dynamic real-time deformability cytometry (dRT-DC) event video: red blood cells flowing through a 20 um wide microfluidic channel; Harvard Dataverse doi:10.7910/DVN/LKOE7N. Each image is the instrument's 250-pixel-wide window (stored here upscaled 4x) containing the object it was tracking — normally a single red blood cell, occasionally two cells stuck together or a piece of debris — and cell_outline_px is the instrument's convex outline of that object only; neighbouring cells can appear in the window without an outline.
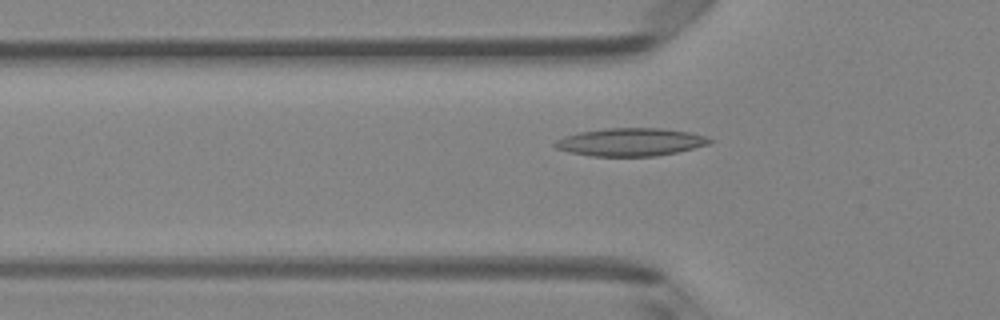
{"species": "Egyptian fruit bat (a non-hibernating species)", "species_latin": "Rousettus aegyptiacus", "temperature_condition": "room temperature", "stored_images_in_passage": 41, "camera_frame_rate_fps": 3000, "um_per_image_px": 0.085, "animal": {"sex": "female"}, "frame": {"image": 1, "passage_image": 12, "time_ms": 3.667, "image_size_px": [1000, 320], "cell_outline_px": [[712, 140], [708, 144], [676, 152], [656, 156], [592, 156], [568, 152], [556, 148], [552, 144], [556, 140], [564, 136], [580, 132], [604, 128], [660, 128], [688, 132], [704, 136]], "centroid_in_image_um": [53.53, 12.07], "position_along_channel_um": 72.3, "area_um2": 24.97}}
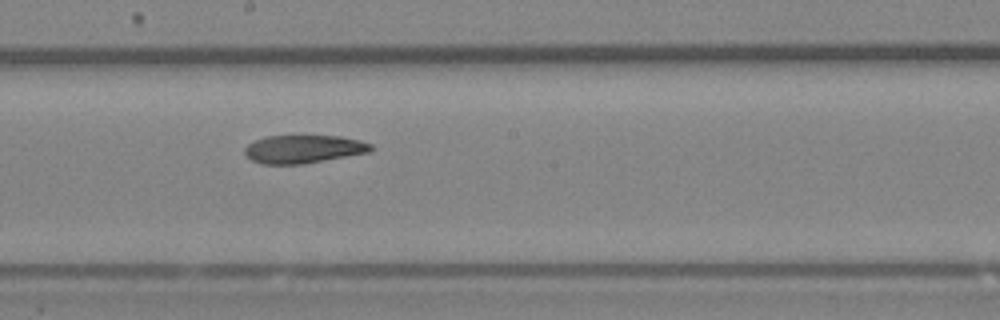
{"frame": {"image": 2, "passage_image": 23, "time_ms": 7.333, "image_size_px": [1000, 320], "cell_outline_px": [[372, 148], [368, 152], [300, 164], [260, 164], [252, 160], [244, 152], [244, 148], [248, 144], [256, 140], [268, 136], [340, 136], [360, 140], [372, 144]], "centroid_in_image_um": [25.77, 12.66], "position_along_channel_um": 222.4, "area_um2": 20.35}}
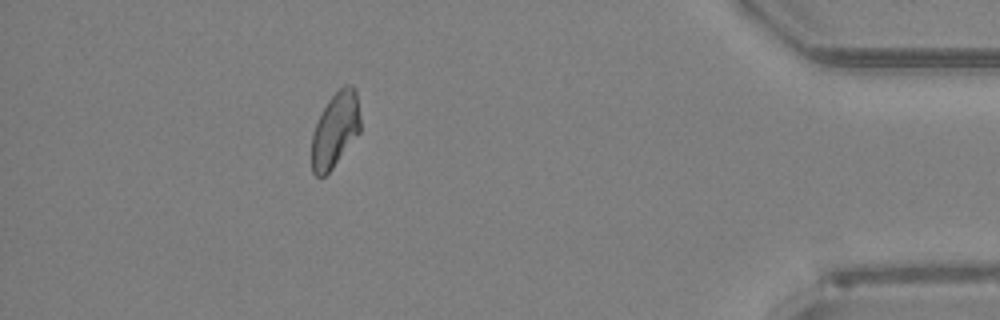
{"frame": {"image": 3, "passage_image": 40, "time_ms": 13.0, "image_size_px": [1000, 320], "cell_outline_px": [[360, 132], [332, 168], [324, 176], [316, 176], [312, 172], [312, 136], [316, 124], [328, 100], [344, 84], [352, 84], [356, 88], [360, 116]], "centroid_in_image_um": [28.51, 11.01], "position_along_channel_um": 406.7, "area_um2": 21.1}}